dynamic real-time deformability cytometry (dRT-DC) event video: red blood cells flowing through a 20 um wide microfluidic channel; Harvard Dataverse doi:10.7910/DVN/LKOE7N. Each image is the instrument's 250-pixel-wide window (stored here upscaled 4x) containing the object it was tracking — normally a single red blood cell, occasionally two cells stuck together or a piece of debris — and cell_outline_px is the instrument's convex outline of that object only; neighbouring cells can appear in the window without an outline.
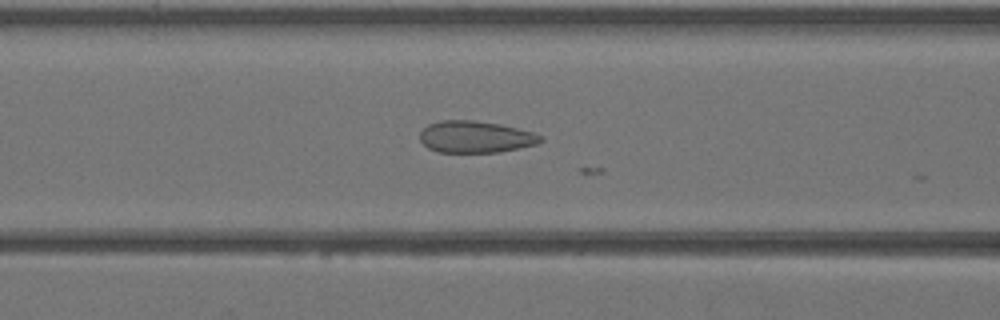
{"species": "Egyptian fruit bat (a non-hibernating species)", "species_latin": "Rousettus aegyptiacus", "temperature_condition": "warm", "stored_images_in_passage": 8, "camera_frame_rate_fps": 3000, "um_per_image_px": 0.085, "animal": {"sex": "female"}, "frame": {"image": 1, "passage_image": 5, "time_ms": 1.333, "image_size_px": [1000, 320], "cell_outline_px": [[544, 140], [536, 144], [500, 152], [436, 152], [428, 148], [420, 140], [420, 132], [428, 124], [440, 120], [472, 120], [500, 124], [532, 132], [544, 136]], "centroid_in_image_um": [40.41, 11.63], "position_along_channel_um": 126.2, "area_um2": 22.37}}
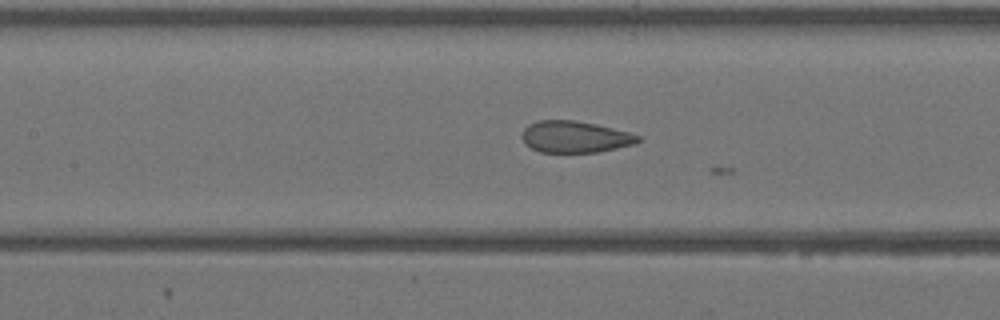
{"frame": {"image": 2, "passage_image": 7, "time_ms": 2.0, "image_size_px": [1000, 320], "cell_outline_px": [[640, 140], [636, 144], [596, 152], [540, 152], [524, 144], [520, 136], [524, 128], [528, 124], [536, 120], [576, 120], [596, 124], [628, 132], [640, 136]], "centroid_in_image_um": [48.83, 11.62], "position_along_channel_um": 158.6, "area_um2": 21.5}}